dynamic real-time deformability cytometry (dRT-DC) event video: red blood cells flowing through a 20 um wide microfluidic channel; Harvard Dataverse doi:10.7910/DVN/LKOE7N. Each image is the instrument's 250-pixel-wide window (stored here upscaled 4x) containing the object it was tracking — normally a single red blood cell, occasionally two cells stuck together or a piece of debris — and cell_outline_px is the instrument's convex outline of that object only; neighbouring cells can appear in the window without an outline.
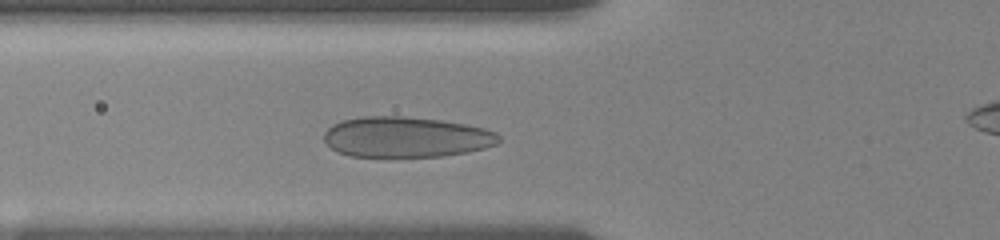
{"species": "human", "species_latin": "Homo sapiens", "temperature_condition": "room temperature", "stored_images_in_passage": 6, "camera_frame_rate_fps": 3000, "um_per_image_px": 0.085, "donor": {"sex": "female"}, "frame": {"image": 1, "passage_image": 6, "time_ms": 4.0, "image_size_px": [1000, 240], "cell_outline_px": [[500, 140], [496, 144], [484, 148], [468, 152], [440, 156], [352, 156], [340, 152], [332, 148], [324, 140], [324, 132], [332, 124], [344, 120], [360, 116], [400, 116], [440, 120], [464, 124], [484, 128], [496, 132], [500, 136]], "centroid_in_image_um": [34.52, 11.64], "position_along_channel_um": 91.3, "area_um2": 41.04}}